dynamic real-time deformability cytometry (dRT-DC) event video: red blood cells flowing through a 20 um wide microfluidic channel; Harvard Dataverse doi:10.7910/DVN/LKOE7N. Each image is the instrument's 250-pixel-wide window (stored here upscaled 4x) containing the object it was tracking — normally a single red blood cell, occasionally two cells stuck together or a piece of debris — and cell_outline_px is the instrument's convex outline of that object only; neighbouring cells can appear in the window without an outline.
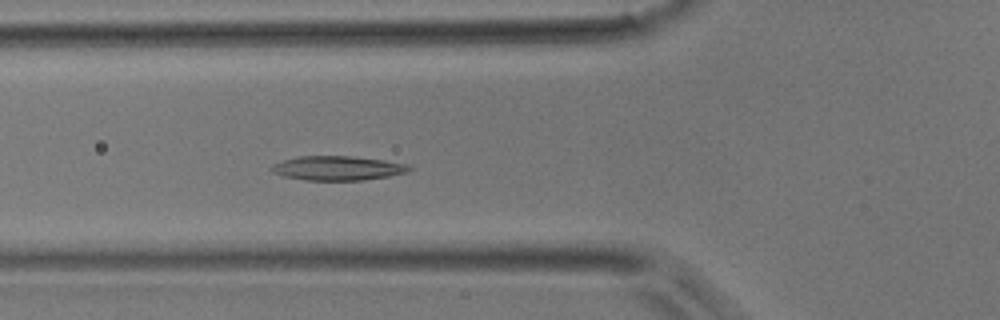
{"species": "common noctule bat (a hibernating species)", "species_latin": "Nyctalus noctula", "temperature_condition": "room temperature", "stored_images_in_passage": 30, "camera_frame_rate_fps": 3000, "um_per_image_px": 0.085, "animal": {"sex": "male", "body_mass_g": 17.9}, "frame": {"image": 1, "passage_image": 6, "time_ms": 1.667, "image_size_px": [1000, 320], "cell_outline_px": [[412, 168], [408, 172], [388, 176], [364, 180], [304, 180], [284, 176], [272, 172], [268, 168], [272, 164], [296, 156], [352, 156], [384, 160], [408, 164]], "centroid_in_image_um": [28.68, 14.29], "position_along_channel_um": 97.1, "area_um2": 19.59}}
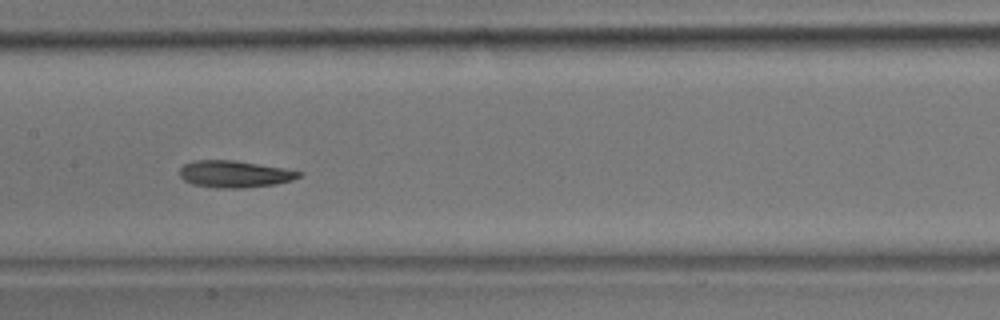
{"frame": {"image": 2, "passage_image": 12, "time_ms": 3.667, "image_size_px": [1000, 320], "cell_outline_px": [[304, 172], [300, 176], [292, 180], [276, 184], [240, 188], [220, 188], [192, 184], [184, 180], [180, 176], [180, 168], [184, 164], [192, 160], [236, 160], [284, 168]], "centroid_in_image_um": [19.94, 14.78], "position_along_channel_um": 187.5, "area_um2": 18.73}}
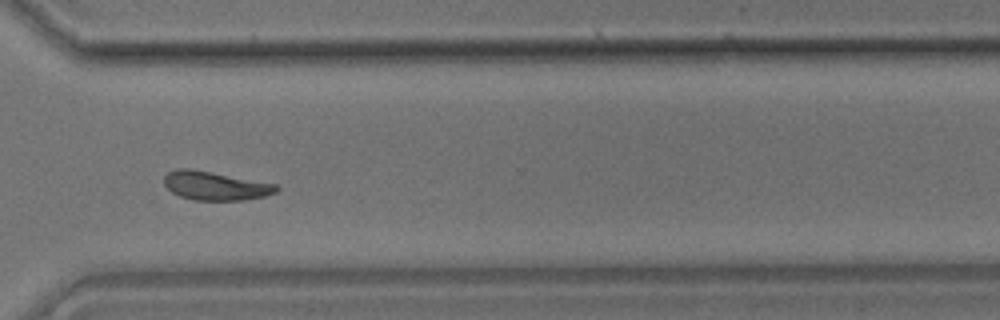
{"frame": {"image": 3, "passage_image": 23, "time_ms": 7.333, "image_size_px": [1000, 320], "cell_outline_px": [[280, 188], [276, 192], [264, 196], [244, 200], [192, 200], [180, 196], [172, 192], [164, 184], [164, 176], [168, 172], [176, 168], [192, 168], [276, 184]], "centroid_in_image_um": [18.28, 15.78], "position_along_channel_um": 352.3, "area_um2": 18.84}}